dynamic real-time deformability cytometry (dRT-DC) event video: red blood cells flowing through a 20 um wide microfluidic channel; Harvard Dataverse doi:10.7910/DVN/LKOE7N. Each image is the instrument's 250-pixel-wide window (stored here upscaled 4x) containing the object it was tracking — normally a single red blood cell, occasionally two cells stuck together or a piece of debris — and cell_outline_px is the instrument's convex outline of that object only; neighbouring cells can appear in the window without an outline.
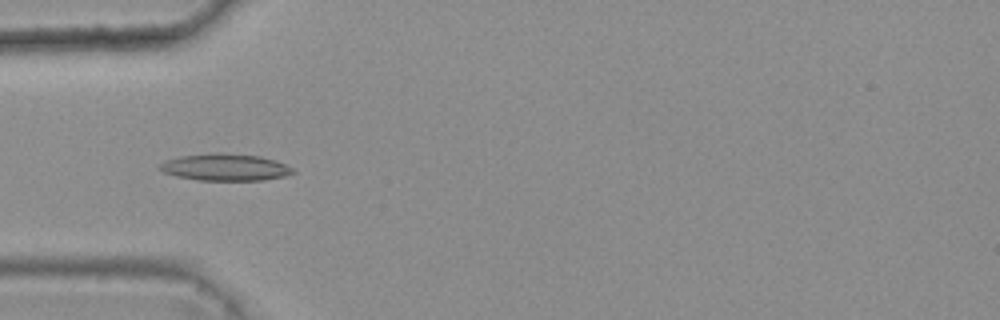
{"species": "common noctule bat (a hibernating species)", "species_latin": "Nyctalus noctula", "temperature_condition": "warm", "stored_images_in_passage": 6, "camera_frame_rate_fps": 3000, "um_per_image_px": 0.085, "animal": {"sex": "female", "body_mass_g": 25.1}, "frame": {"image": 1, "passage_image": 4, "time_ms": 1.0, "image_size_px": [1000, 320], "cell_outline_px": [[296, 172], [284, 176], [264, 180], [196, 180], [176, 176], [164, 172], [156, 168], [164, 160], [180, 156], [260, 156], [284, 164], [292, 168]], "centroid_in_image_um": [19.11, 14.28], "position_along_channel_um": 65.9, "area_um2": 19.71}}
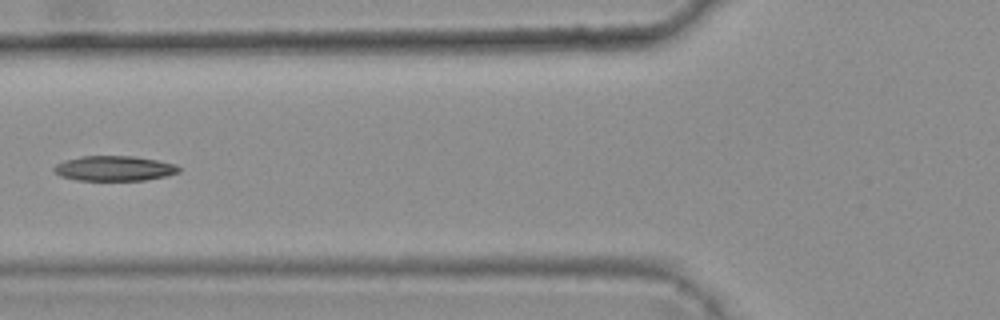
{"frame": {"image": 2, "passage_image": 5, "time_ms": 1.333, "image_size_px": [1000, 320], "cell_outline_px": [[180, 172], [164, 176], [144, 180], [76, 180], [60, 176], [52, 168], [56, 164], [64, 160], [80, 156], [132, 156], [156, 160], [176, 164], [180, 168]], "centroid_in_image_um": [9.69, 14.31], "position_along_channel_um": 116.1, "area_um2": 18.15}}
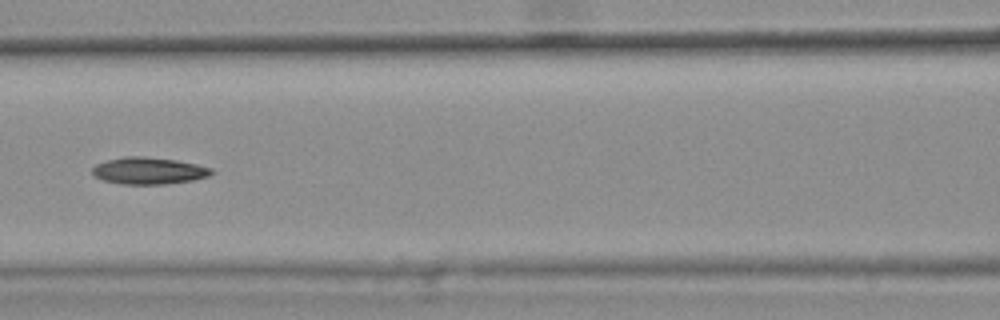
{"frame": {"image": 3, "passage_image": 6, "time_ms": 1.667, "image_size_px": [1000, 320], "cell_outline_px": [[212, 172], [208, 176], [192, 180], [164, 184], [120, 184], [104, 180], [92, 176], [92, 168], [96, 164], [108, 160], [124, 156], [144, 156], [176, 160], [196, 164], [212, 168]], "centroid_in_image_um": [12.6, 14.51], "position_along_channel_um": 154.0, "area_um2": 18.61}}